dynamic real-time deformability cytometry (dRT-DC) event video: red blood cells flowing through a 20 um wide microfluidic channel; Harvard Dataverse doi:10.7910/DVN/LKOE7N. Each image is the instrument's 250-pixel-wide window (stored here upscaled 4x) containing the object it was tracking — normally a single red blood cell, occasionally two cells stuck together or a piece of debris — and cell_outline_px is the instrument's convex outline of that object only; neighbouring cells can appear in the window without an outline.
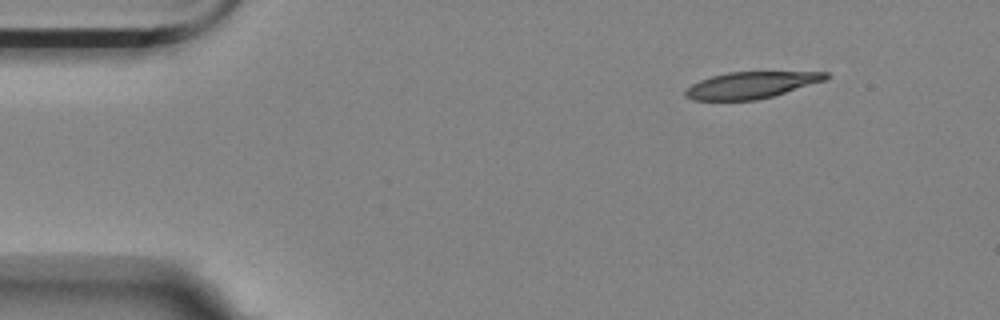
{"species": "Egyptian fruit bat (a non-hibernating species)", "species_latin": "Rousettus aegyptiacus", "temperature_condition": "room temperature", "stored_images_in_passage": 4, "camera_frame_rate_fps": 3000, "um_per_image_px": 0.085, "animal": {"sex": "female"}, "frame": {"image": 1, "passage_image": 1, "time_ms": 0.0, "image_size_px": [1000, 320], "cell_outline_px": [[832, 76], [824, 80], [772, 96], [756, 100], [692, 100], [684, 96], [684, 92], [692, 84], [700, 80], [712, 76], [728, 72], [828, 72]], "centroid_in_image_um": [63.81, 7.23], "position_along_channel_um": 21.2, "area_um2": 21.5}}
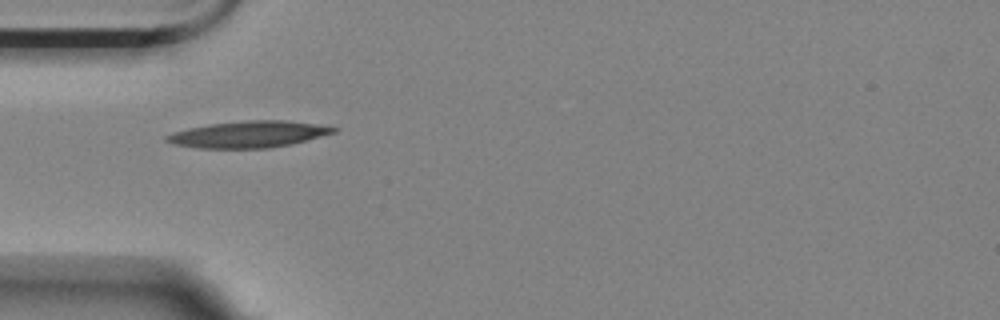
{"frame": {"image": 2, "passage_image": 4, "time_ms": 3.333, "image_size_px": [1000, 320], "cell_outline_px": [[340, 128], [336, 132], [292, 144], [268, 148], [200, 148], [176, 144], [164, 140], [164, 136], [172, 132], [188, 128], [212, 124], [244, 120], [288, 120], [332, 124]], "centroid_in_image_um": [21.26, 11.39], "position_along_channel_um": 63.7, "area_um2": 26.24}}